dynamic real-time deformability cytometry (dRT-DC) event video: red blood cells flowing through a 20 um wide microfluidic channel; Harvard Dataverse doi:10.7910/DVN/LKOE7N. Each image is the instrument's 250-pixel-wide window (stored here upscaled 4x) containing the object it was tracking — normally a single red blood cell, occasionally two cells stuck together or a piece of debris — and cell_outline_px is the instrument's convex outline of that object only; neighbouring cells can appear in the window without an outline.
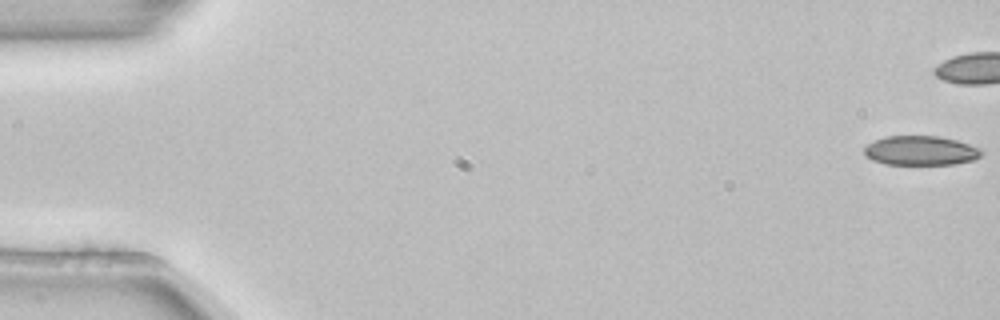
{"species": "common noctule bat (a hibernating species)", "species_latin": "Nyctalus noctula", "temperature_condition": "room temperature", "stored_images_in_passage": 42, "camera_frame_rate_fps": 3000, "um_per_image_px": 0.085, "animal": {"sex": "female", "body_mass_g": 22.7, "forearm_length_mm": 54.2}, "frame": {"image": 1, "passage_image": 1, "time_ms": 0.0, "image_size_px": [1000, 320], "cell_outline_px": [[984, 152], [976, 160], [952, 164], [884, 164], [872, 160], [864, 156], [864, 148], [868, 144], [884, 136], [940, 136], [956, 140], [980, 148]], "centroid_in_image_um": [78.26, 12.8], "position_along_channel_um": 6.7, "area_um2": 20.17}}